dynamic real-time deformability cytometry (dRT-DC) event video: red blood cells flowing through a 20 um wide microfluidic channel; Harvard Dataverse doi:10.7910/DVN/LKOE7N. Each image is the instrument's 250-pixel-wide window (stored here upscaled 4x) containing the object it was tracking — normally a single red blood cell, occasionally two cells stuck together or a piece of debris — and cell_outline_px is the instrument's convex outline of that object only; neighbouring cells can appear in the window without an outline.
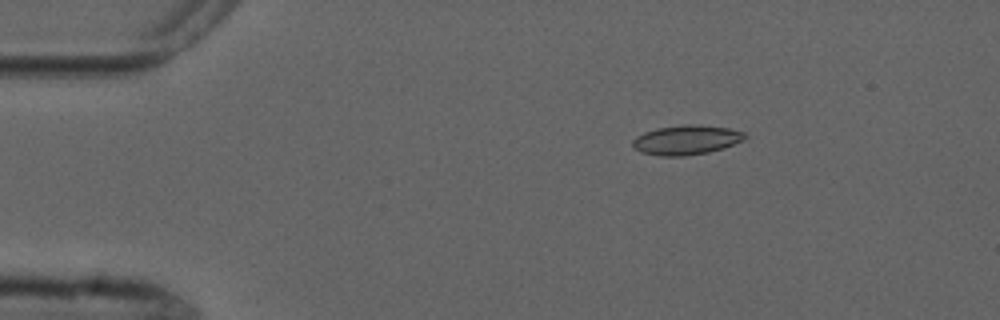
{"species": "common noctule bat (a hibernating species)", "species_latin": "Nyctalus noctula", "temperature_condition": "cold", "stored_images_in_passage": 5, "camera_frame_rate_fps": 3000, "um_per_image_px": 0.085, "animal": {"sex": "male", "forearm_length_mm": 52.5}, "frame": {"image": 1, "passage_image": 3, "time_ms": 2.667, "image_size_px": [1000, 320], "cell_outline_px": [[748, 136], [744, 140], [724, 148], [708, 152], [684, 156], [660, 156], [640, 152], [632, 144], [632, 140], [636, 136], [644, 132], [656, 128], [684, 124], [688, 124], [728, 128], [744, 132]], "centroid_in_image_um": [58.33, 11.9], "position_along_channel_um": 26.7, "area_um2": 19.31}}